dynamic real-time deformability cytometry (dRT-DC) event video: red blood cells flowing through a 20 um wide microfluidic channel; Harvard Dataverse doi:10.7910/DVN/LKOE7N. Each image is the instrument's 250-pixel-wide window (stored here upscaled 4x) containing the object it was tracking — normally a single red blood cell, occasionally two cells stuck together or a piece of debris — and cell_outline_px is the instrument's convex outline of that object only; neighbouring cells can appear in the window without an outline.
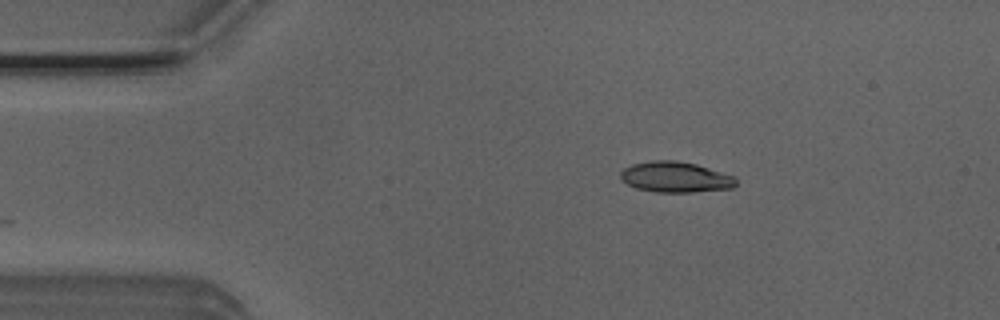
{"species": "Egyptian fruit bat (a non-hibernating species)", "species_latin": "Rousettus aegyptiacus", "temperature_condition": "room temperature", "stored_images_in_passage": 45, "segment_of_instrument_passage": [1, 2], "camera_frame_rate_fps": 3000, "um_per_image_px": 0.085, "animal": {"sex": "male"}, "frame": {"image": 1, "passage_image": 1, "time_ms": 0.0, "image_size_px": [1000, 320], "cell_outline_px": [[736, 184], [732, 188], [692, 192], [656, 192], [636, 188], [620, 180], [620, 172], [624, 168], [632, 164], [652, 160], [676, 160], [696, 164], [736, 176]], "centroid_in_image_um": [57.4, 15.04], "position_along_channel_um": 27.6, "area_um2": 20.75}}
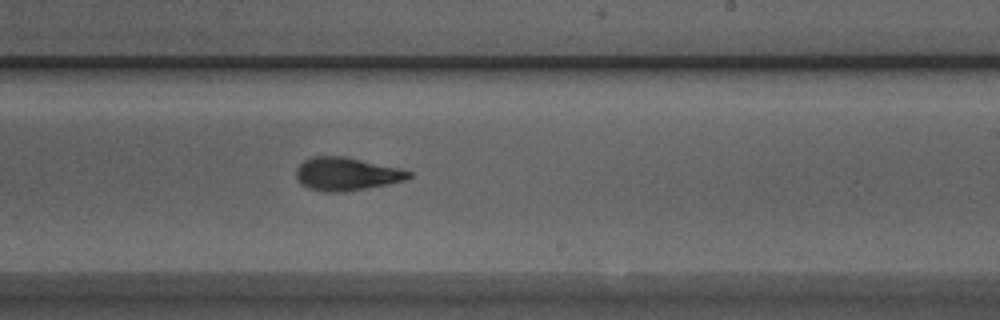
{"frame": {"image": 2, "passage_image": 23, "time_ms": 7.333, "image_size_px": [1000, 320], "cell_outline_px": [[412, 176], [404, 180], [388, 184], [344, 192], [328, 192], [308, 188], [296, 176], [296, 168], [304, 160], [312, 156], [344, 156], [396, 168], [412, 172]], "centroid_in_image_um": [29.43, 14.78], "position_along_channel_um": 259.6, "area_um2": 21.33}}
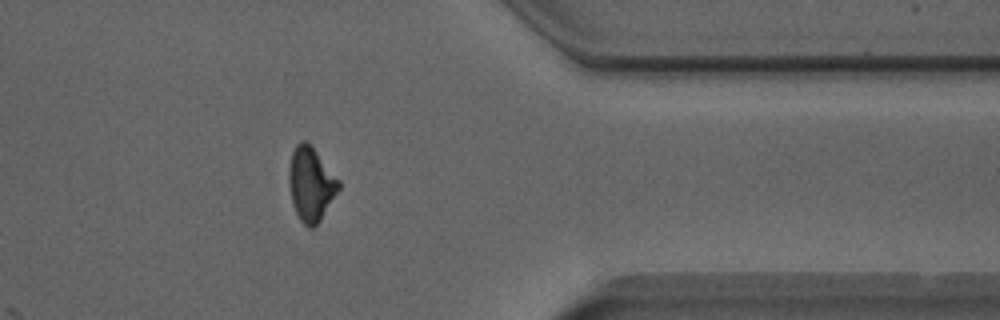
{"frame": {"image": 3, "passage_image": 34, "time_ms": 11.0, "image_size_px": [1000, 320], "cell_outline_px": [[340, 188], [320, 220], [312, 228], [308, 228], [300, 220], [292, 204], [288, 184], [288, 168], [292, 152], [296, 144], [300, 140], [308, 140], [340, 180]], "centroid_in_image_um": [26.41, 15.6], "position_along_channel_um": 385.0, "area_um2": 21.73}}